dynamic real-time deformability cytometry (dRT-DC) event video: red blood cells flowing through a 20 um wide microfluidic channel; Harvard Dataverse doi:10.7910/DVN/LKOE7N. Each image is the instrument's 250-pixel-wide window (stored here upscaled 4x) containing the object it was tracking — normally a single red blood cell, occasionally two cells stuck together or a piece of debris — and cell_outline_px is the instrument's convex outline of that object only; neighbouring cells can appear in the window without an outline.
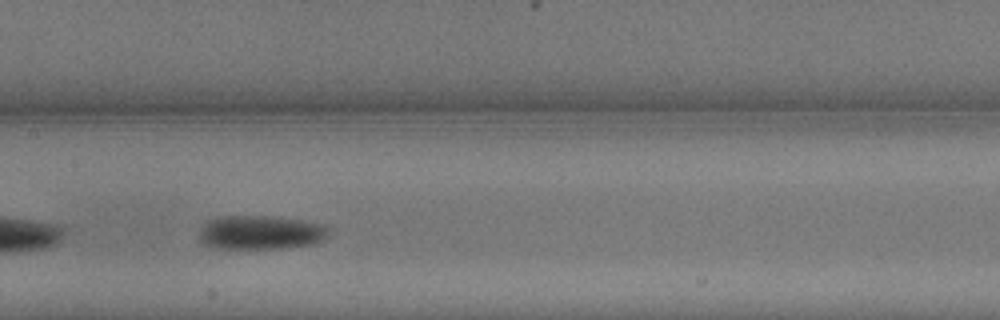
{"species": "common noctule bat (a hibernating species)", "species_latin": "Nyctalus noctula", "temperature_condition": "warm", "stored_images_in_passage": 17, "camera_frame_rate_fps": 3000, "um_per_image_px": 0.085, "animal": {"sex": "male", "body_mass_g": 13.3}, "frame": {"image": 1, "passage_image": 8, "time_ms": 2.333, "image_size_px": [1000, 320], "cell_outline_px": [[332, 228], [324, 240], [316, 244], [288, 248], [212, 248], [204, 244], [200, 240], [200, 232], [212, 220], [224, 216], [264, 216], [304, 220], [324, 224]], "centroid_in_image_um": [22.28, 19.77], "position_along_channel_um": 185.1, "area_um2": 25.61}}